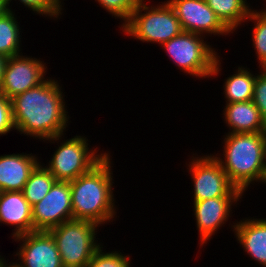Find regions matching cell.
I'll use <instances>...</instances> for the list:
<instances>
[{
    "mask_svg": "<svg viewBox=\"0 0 266 267\" xmlns=\"http://www.w3.org/2000/svg\"><path fill=\"white\" fill-rule=\"evenodd\" d=\"M65 96L59 81L47 76L38 86L12 98V116L17 133L40 141L64 134L71 118Z\"/></svg>",
    "mask_w": 266,
    "mask_h": 267,
    "instance_id": "obj_1",
    "label": "cell"
},
{
    "mask_svg": "<svg viewBox=\"0 0 266 267\" xmlns=\"http://www.w3.org/2000/svg\"><path fill=\"white\" fill-rule=\"evenodd\" d=\"M110 154L109 151L88 173L69 181L73 219L92 221L99 226L116 220L118 206L114 199V164Z\"/></svg>",
    "mask_w": 266,
    "mask_h": 267,
    "instance_id": "obj_2",
    "label": "cell"
},
{
    "mask_svg": "<svg viewBox=\"0 0 266 267\" xmlns=\"http://www.w3.org/2000/svg\"><path fill=\"white\" fill-rule=\"evenodd\" d=\"M223 137V154L211 155L221 164L229 181L243 193L257 182L266 186V132H225Z\"/></svg>",
    "mask_w": 266,
    "mask_h": 267,
    "instance_id": "obj_3",
    "label": "cell"
},
{
    "mask_svg": "<svg viewBox=\"0 0 266 267\" xmlns=\"http://www.w3.org/2000/svg\"><path fill=\"white\" fill-rule=\"evenodd\" d=\"M204 39L206 37L203 35L183 31L163 43L161 48L185 75L189 74L196 79H215L214 77L221 75L223 58L207 42L208 39Z\"/></svg>",
    "mask_w": 266,
    "mask_h": 267,
    "instance_id": "obj_4",
    "label": "cell"
},
{
    "mask_svg": "<svg viewBox=\"0 0 266 267\" xmlns=\"http://www.w3.org/2000/svg\"><path fill=\"white\" fill-rule=\"evenodd\" d=\"M65 134L44 141L51 144L56 142L58 146L46 165L42 163L57 181L75 180L80 175L88 173L109 153L104 150L99 152L100 148L97 146L90 148L91 141L84 135L76 134L72 138L64 139L67 138Z\"/></svg>",
    "mask_w": 266,
    "mask_h": 267,
    "instance_id": "obj_5",
    "label": "cell"
},
{
    "mask_svg": "<svg viewBox=\"0 0 266 267\" xmlns=\"http://www.w3.org/2000/svg\"><path fill=\"white\" fill-rule=\"evenodd\" d=\"M121 30L137 42L157 43L159 46L183 32L181 23L167 0L151 6L146 0H142Z\"/></svg>",
    "mask_w": 266,
    "mask_h": 267,
    "instance_id": "obj_6",
    "label": "cell"
},
{
    "mask_svg": "<svg viewBox=\"0 0 266 267\" xmlns=\"http://www.w3.org/2000/svg\"><path fill=\"white\" fill-rule=\"evenodd\" d=\"M100 226L87 220H69L48 230L64 267H86L102 245L96 238Z\"/></svg>",
    "mask_w": 266,
    "mask_h": 267,
    "instance_id": "obj_7",
    "label": "cell"
},
{
    "mask_svg": "<svg viewBox=\"0 0 266 267\" xmlns=\"http://www.w3.org/2000/svg\"><path fill=\"white\" fill-rule=\"evenodd\" d=\"M201 155H198L197 152L193 153L189 157V163H185L193 181L192 202L215 197L245 196L240 189L229 181L221 164L211 153L210 155L207 153Z\"/></svg>",
    "mask_w": 266,
    "mask_h": 267,
    "instance_id": "obj_8",
    "label": "cell"
},
{
    "mask_svg": "<svg viewBox=\"0 0 266 267\" xmlns=\"http://www.w3.org/2000/svg\"><path fill=\"white\" fill-rule=\"evenodd\" d=\"M47 64L32 56L22 54L9 57L5 66L0 92L10 100L44 82ZM46 77V78H45Z\"/></svg>",
    "mask_w": 266,
    "mask_h": 267,
    "instance_id": "obj_9",
    "label": "cell"
},
{
    "mask_svg": "<svg viewBox=\"0 0 266 267\" xmlns=\"http://www.w3.org/2000/svg\"><path fill=\"white\" fill-rule=\"evenodd\" d=\"M174 9L185 32L203 36H229L233 34L217 17L205 0H167ZM221 35V36H220Z\"/></svg>",
    "mask_w": 266,
    "mask_h": 267,
    "instance_id": "obj_10",
    "label": "cell"
},
{
    "mask_svg": "<svg viewBox=\"0 0 266 267\" xmlns=\"http://www.w3.org/2000/svg\"><path fill=\"white\" fill-rule=\"evenodd\" d=\"M33 231H48L72 220L71 187L69 181H56L46 196L32 206Z\"/></svg>",
    "mask_w": 266,
    "mask_h": 267,
    "instance_id": "obj_11",
    "label": "cell"
},
{
    "mask_svg": "<svg viewBox=\"0 0 266 267\" xmlns=\"http://www.w3.org/2000/svg\"><path fill=\"white\" fill-rule=\"evenodd\" d=\"M19 242L13 254L22 267H64L54 238L49 231L35 230L12 238ZM18 257V259H17Z\"/></svg>",
    "mask_w": 266,
    "mask_h": 267,
    "instance_id": "obj_12",
    "label": "cell"
},
{
    "mask_svg": "<svg viewBox=\"0 0 266 267\" xmlns=\"http://www.w3.org/2000/svg\"><path fill=\"white\" fill-rule=\"evenodd\" d=\"M243 197H215L193 202V216L198 231L199 247H205L210 239L225 226L232 217L233 207ZM240 200V201H239ZM239 202V203H238ZM233 206V207H232ZM225 224V225H224Z\"/></svg>",
    "mask_w": 266,
    "mask_h": 267,
    "instance_id": "obj_13",
    "label": "cell"
},
{
    "mask_svg": "<svg viewBox=\"0 0 266 267\" xmlns=\"http://www.w3.org/2000/svg\"><path fill=\"white\" fill-rule=\"evenodd\" d=\"M243 219V220H242ZM229 224L246 255L266 267V218L246 217ZM237 221V222H236ZM235 222V223H234Z\"/></svg>",
    "mask_w": 266,
    "mask_h": 267,
    "instance_id": "obj_14",
    "label": "cell"
},
{
    "mask_svg": "<svg viewBox=\"0 0 266 267\" xmlns=\"http://www.w3.org/2000/svg\"><path fill=\"white\" fill-rule=\"evenodd\" d=\"M0 223L14 227L12 238L33 231L32 206L22 191L0 192Z\"/></svg>",
    "mask_w": 266,
    "mask_h": 267,
    "instance_id": "obj_15",
    "label": "cell"
},
{
    "mask_svg": "<svg viewBox=\"0 0 266 267\" xmlns=\"http://www.w3.org/2000/svg\"><path fill=\"white\" fill-rule=\"evenodd\" d=\"M41 162L36 154L13 153L0 156V191H22L31 172Z\"/></svg>",
    "mask_w": 266,
    "mask_h": 267,
    "instance_id": "obj_16",
    "label": "cell"
},
{
    "mask_svg": "<svg viewBox=\"0 0 266 267\" xmlns=\"http://www.w3.org/2000/svg\"><path fill=\"white\" fill-rule=\"evenodd\" d=\"M222 107L223 121L228 127L227 133H257L266 132L260 110L253 101L226 103Z\"/></svg>",
    "mask_w": 266,
    "mask_h": 267,
    "instance_id": "obj_17",
    "label": "cell"
},
{
    "mask_svg": "<svg viewBox=\"0 0 266 267\" xmlns=\"http://www.w3.org/2000/svg\"><path fill=\"white\" fill-rule=\"evenodd\" d=\"M240 66H237L238 69L234 70V74L224 79L223 94L226 103L253 100L254 84L258 73H253L247 66Z\"/></svg>",
    "mask_w": 266,
    "mask_h": 267,
    "instance_id": "obj_18",
    "label": "cell"
},
{
    "mask_svg": "<svg viewBox=\"0 0 266 267\" xmlns=\"http://www.w3.org/2000/svg\"><path fill=\"white\" fill-rule=\"evenodd\" d=\"M220 21L234 34L254 10L247 0H205ZM236 30V31H235Z\"/></svg>",
    "mask_w": 266,
    "mask_h": 267,
    "instance_id": "obj_19",
    "label": "cell"
},
{
    "mask_svg": "<svg viewBox=\"0 0 266 267\" xmlns=\"http://www.w3.org/2000/svg\"><path fill=\"white\" fill-rule=\"evenodd\" d=\"M16 16L15 10H8L0 16V54L7 58L21 54L23 50L22 30Z\"/></svg>",
    "mask_w": 266,
    "mask_h": 267,
    "instance_id": "obj_20",
    "label": "cell"
},
{
    "mask_svg": "<svg viewBox=\"0 0 266 267\" xmlns=\"http://www.w3.org/2000/svg\"><path fill=\"white\" fill-rule=\"evenodd\" d=\"M57 180L40 162L31 172L22 193L31 206L40 202Z\"/></svg>",
    "mask_w": 266,
    "mask_h": 267,
    "instance_id": "obj_21",
    "label": "cell"
},
{
    "mask_svg": "<svg viewBox=\"0 0 266 267\" xmlns=\"http://www.w3.org/2000/svg\"><path fill=\"white\" fill-rule=\"evenodd\" d=\"M252 22V44L258 59V67L266 68V10H253L248 16Z\"/></svg>",
    "mask_w": 266,
    "mask_h": 267,
    "instance_id": "obj_22",
    "label": "cell"
},
{
    "mask_svg": "<svg viewBox=\"0 0 266 267\" xmlns=\"http://www.w3.org/2000/svg\"><path fill=\"white\" fill-rule=\"evenodd\" d=\"M12 0H6L7 7L9 10H13L10 6L11 3H13ZM16 1V0H14ZM20 3H22L25 8H28V10L32 11L33 14L44 16L45 18L57 20L61 17V15L64 13L63 10V2L65 0H18ZM60 17V18H59ZM56 18V19H55Z\"/></svg>",
    "mask_w": 266,
    "mask_h": 267,
    "instance_id": "obj_23",
    "label": "cell"
},
{
    "mask_svg": "<svg viewBox=\"0 0 266 267\" xmlns=\"http://www.w3.org/2000/svg\"><path fill=\"white\" fill-rule=\"evenodd\" d=\"M103 248L102 243L86 267H132V258L128 253L126 255L119 250L106 252Z\"/></svg>",
    "mask_w": 266,
    "mask_h": 267,
    "instance_id": "obj_24",
    "label": "cell"
},
{
    "mask_svg": "<svg viewBox=\"0 0 266 267\" xmlns=\"http://www.w3.org/2000/svg\"><path fill=\"white\" fill-rule=\"evenodd\" d=\"M142 0H95L98 5L107 13L112 15V18L121 20L119 28H121L131 17L132 12L137 8Z\"/></svg>",
    "mask_w": 266,
    "mask_h": 267,
    "instance_id": "obj_25",
    "label": "cell"
},
{
    "mask_svg": "<svg viewBox=\"0 0 266 267\" xmlns=\"http://www.w3.org/2000/svg\"><path fill=\"white\" fill-rule=\"evenodd\" d=\"M259 68L254 84L253 103L260 110L261 116L266 123V68Z\"/></svg>",
    "mask_w": 266,
    "mask_h": 267,
    "instance_id": "obj_26",
    "label": "cell"
},
{
    "mask_svg": "<svg viewBox=\"0 0 266 267\" xmlns=\"http://www.w3.org/2000/svg\"><path fill=\"white\" fill-rule=\"evenodd\" d=\"M15 131L11 100L0 92V136Z\"/></svg>",
    "mask_w": 266,
    "mask_h": 267,
    "instance_id": "obj_27",
    "label": "cell"
},
{
    "mask_svg": "<svg viewBox=\"0 0 266 267\" xmlns=\"http://www.w3.org/2000/svg\"><path fill=\"white\" fill-rule=\"evenodd\" d=\"M7 60L8 58L6 56L0 54V86L3 81V75H4V70H5Z\"/></svg>",
    "mask_w": 266,
    "mask_h": 267,
    "instance_id": "obj_28",
    "label": "cell"
},
{
    "mask_svg": "<svg viewBox=\"0 0 266 267\" xmlns=\"http://www.w3.org/2000/svg\"><path fill=\"white\" fill-rule=\"evenodd\" d=\"M9 259L6 260V258L3 260L0 267H22L17 261H10Z\"/></svg>",
    "mask_w": 266,
    "mask_h": 267,
    "instance_id": "obj_29",
    "label": "cell"
},
{
    "mask_svg": "<svg viewBox=\"0 0 266 267\" xmlns=\"http://www.w3.org/2000/svg\"><path fill=\"white\" fill-rule=\"evenodd\" d=\"M6 0H0V16H2L6 11H8Z\"/></svg>",
    "mask_w": 266,
    "mask_h": 267,
    "instance_id": "obj_30",
    "label": "cell"
},
{
    "mask_svg": "<svg viewBox=\"0 0 266 267\" xmlns=\"http://www.w3.org/2000/svg\"><path fill=\"white\" fill-rule=\"evenodd\" d=\"M3 260H4V257H2V255H0V262H3Z\"/></svg>",
    "mask_w": 266,
    "mask_h": 267,
    "instance_id": "obj_31",
    "label": "cell"
}]
</instances>
